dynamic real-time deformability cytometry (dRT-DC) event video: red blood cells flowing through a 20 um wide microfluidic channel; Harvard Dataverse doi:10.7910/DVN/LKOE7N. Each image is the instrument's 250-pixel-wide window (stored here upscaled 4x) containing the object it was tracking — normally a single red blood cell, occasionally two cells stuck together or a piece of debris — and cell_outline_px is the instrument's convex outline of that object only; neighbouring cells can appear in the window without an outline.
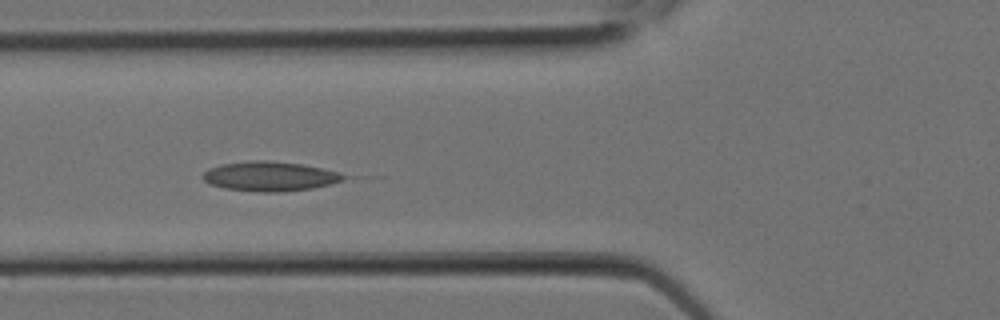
{"species": "Egyptian fruit bat (a non-hibernating species)", "species_latin": "Rousettus aegyptiacus", "temperature_condition": "room temperature", "stored_images_in_passage": 9, "camera_frame_rate_fps": 3000, "um_per_image_px": 0.085, "animal": {"sex": "female"}, "frame": {"image": 1, "passage_image": 8, "time_ms": 2.333, "image_size_px": [1000, 320], "cell_outline_px": [[360, 176], [312, 188], [280, 192], [260, 192], [224, 188], [208, 184], [200, 176], [208, 168], [220, 164], [248, 160], [268, 160], [300, 164]], "centroid_in_image_um": [22.98, 14.98], "position_along_channel_um": 102.8, "area_um2": 24.74}}